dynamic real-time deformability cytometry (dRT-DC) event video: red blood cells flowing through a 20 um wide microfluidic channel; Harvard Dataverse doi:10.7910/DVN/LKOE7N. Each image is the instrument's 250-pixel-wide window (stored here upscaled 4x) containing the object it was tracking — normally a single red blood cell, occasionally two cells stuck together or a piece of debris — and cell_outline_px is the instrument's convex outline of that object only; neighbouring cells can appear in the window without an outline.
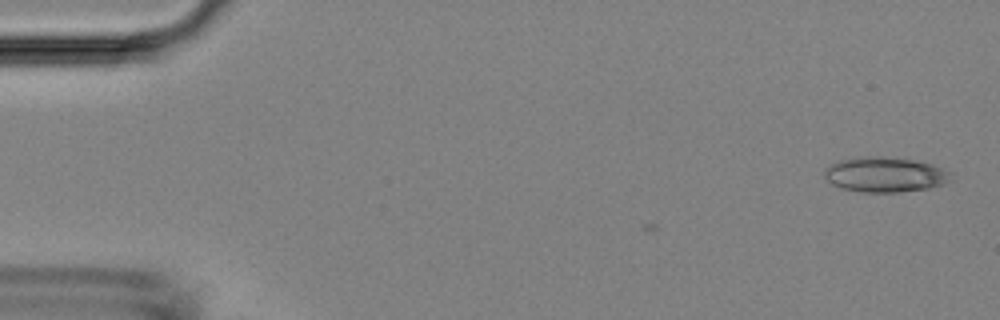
{"species": "Egyptian fruit bat (a non-hibernating species)", "species_latin": "Rousettus aegyptiacus", "temperature_condition": "room temperature", "stored_images_in_passage": 2, "camera_frame_rate_fps": 3000, "um_per_image_px": 0.085, "animal": {"sex": "female"}, "frame": {"image": 1, "passage_image": 2, "time_ms": 0.333, "image_size_px": [1000, 320], "cell_outline_px": [[952, 180], [944, 184], [928, 188], [900, 192], [860, 192], [840, 188], [832, 184], [824, 176], [824, 172], [832, 164], [840, 160], [856, 156], [884, 156], [916, 160], [932, 164], [952, 172]], "centroid_in_image_um": [75.26, 14.83], "position_along_channel_um": 9.7, "area_um2": 26.13}}